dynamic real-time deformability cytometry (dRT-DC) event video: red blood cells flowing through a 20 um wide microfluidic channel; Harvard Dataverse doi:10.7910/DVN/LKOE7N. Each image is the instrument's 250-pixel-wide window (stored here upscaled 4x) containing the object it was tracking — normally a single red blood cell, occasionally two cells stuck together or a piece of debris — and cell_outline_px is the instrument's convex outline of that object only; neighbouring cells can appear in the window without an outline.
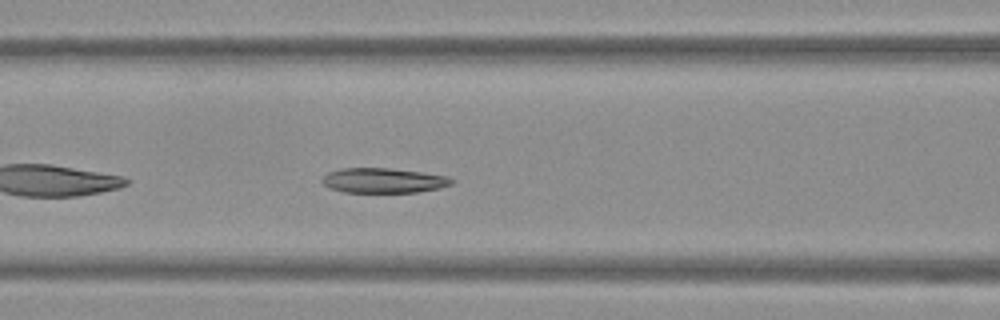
{"species": "Egyptian fruit bat (a non-hibernating species)", "species_latin": "Rousettus aegyptiacus", "temperature_condition": "warm", "stored_images_in_passage": 38, "camera_frame_rate_fps": 3000, "um_per_image_px": 0.085, "frame": {"image": 1, "passage_image": 7, "time_ms": 2.0, "image_size_px": [1000, 320], "cell_outline_px": [[456, 180], [452, 184], [440, 188], [416, 192], [344, 192], [328, 188], [320, 180], [328, 172], [340, 168], [388, 168], [420, 172], [448, 176]], "centroid_in_image_um": [32.59, 15.34], "position_along_channel_um": 134.0, "area_um2": 18.84}}
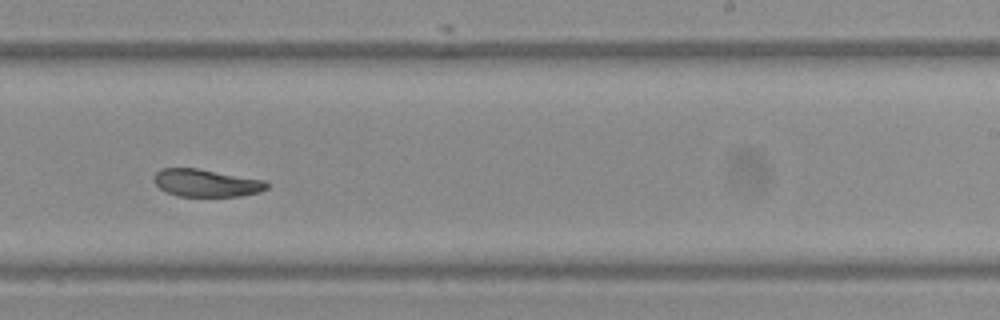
{"frame": {"image": 2, "passage_image": 18, "time_ms": 5.667, "image_size_px": [1000, 320], "cell_outline_px": [[268, 188], [260, 192], [240, 196], [176, 196], [160, 188], [152, 180], [152, 176], [160, 168], [196, 168], [264, 180], [268, 184]], "centroid_in_image_um": [17.5, 15.55], "position_along_channel_um": 271.5, "area_um2": 18.09}}
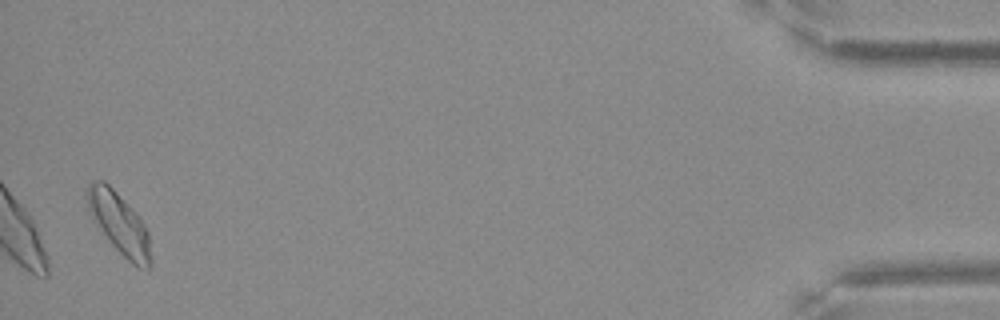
{"frame": {"image": 3, "passage_image": 37, "time_ms": 12.0, "image_size_px": [1000, 320], "cell_outline_px": [[152, 264], [148, 272], [136, 268], [112, 244], [92, 216], [88, 208], [84, 192], [88, 184], [92, 180], [104, 180], [132, 208], [144, 224], [148, 232], [152, 260]], "centroid_in_image_um": [10.16, 19.01], "position_along_channel_um": 425.0, "area_um2": 22.72}, "authors_computed_cell_mechanics": {"area_um2": 19.4208, "velocity_mm_per_s": 3.7546, "shape_relaxation_time_tau1_ms": 6.3923, "shape_relaxation_time_tau2_ms": 2.8633, "deformation_change_tau1": 0.1619, "deformation_change_tau2": 0.0829}}